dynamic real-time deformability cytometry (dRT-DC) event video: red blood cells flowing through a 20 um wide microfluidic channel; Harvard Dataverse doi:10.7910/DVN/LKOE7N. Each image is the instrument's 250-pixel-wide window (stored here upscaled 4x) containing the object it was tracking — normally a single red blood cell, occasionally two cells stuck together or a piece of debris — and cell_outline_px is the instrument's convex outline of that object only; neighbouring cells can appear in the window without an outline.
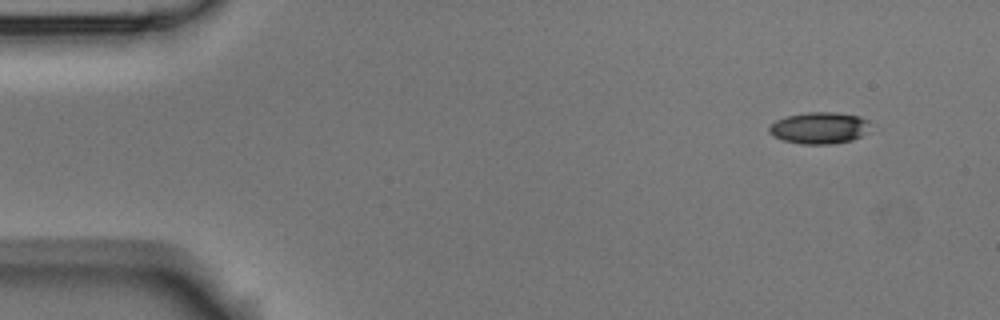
{"species": "Egyptian fruit bat (a non-hibernating species)", "species_latin": "Rousettus aegyptiacus", "temperature_condition": "room temperature", "stored_images_in_passage": 4, "camera_frame_rate_fps": 3000, "um_per_image_px": 0.085, "animal": {"sex": "male"}, "frame": {"image": 1, "passage_image": 1, "time_ms": 0.0, "image_size_px": [1000, 320], "cell_outline_px": [[868, 120], [860, 136], [852, 140], [832, 144], [800, 144], [784, 140], [772, 136], [768, 132], [768, 128], [776, 120], [788, 116], [808, 112], [836, 112], [860, 116]], "centroid_in_image_um": [69.56, 10.87], "position_along_channel_um": 15.4, "area_um2": 18.32}}
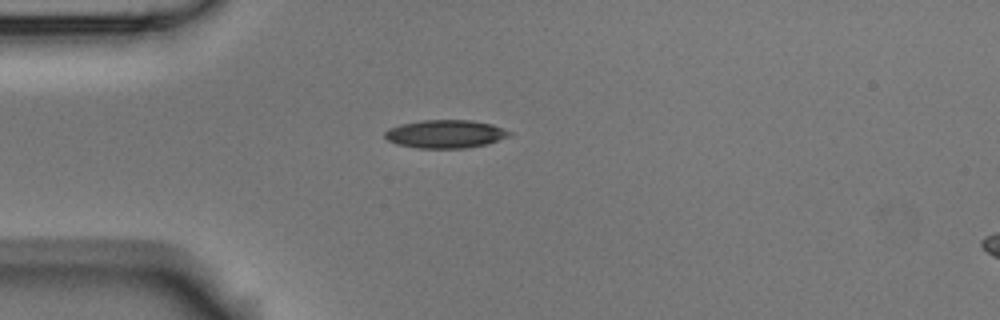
{"frame": {"image": 2, "passage_image": 4, "time_ms": 3.333, "image_size_px": [1000, 320], "cell_outline_px": [[512, 136], [488, 144], [464, 148], [416, 148], [396, 144], [388, 140], [384, 136], [384, 132], [388, 128], [400, 124], [424, 120], [472, 120], [492, 124], [512, 132]], "centroid_in_image_um": [37.87, 11.39], "position_along_channel_um": 47.1, "area_um2": 20.63}}